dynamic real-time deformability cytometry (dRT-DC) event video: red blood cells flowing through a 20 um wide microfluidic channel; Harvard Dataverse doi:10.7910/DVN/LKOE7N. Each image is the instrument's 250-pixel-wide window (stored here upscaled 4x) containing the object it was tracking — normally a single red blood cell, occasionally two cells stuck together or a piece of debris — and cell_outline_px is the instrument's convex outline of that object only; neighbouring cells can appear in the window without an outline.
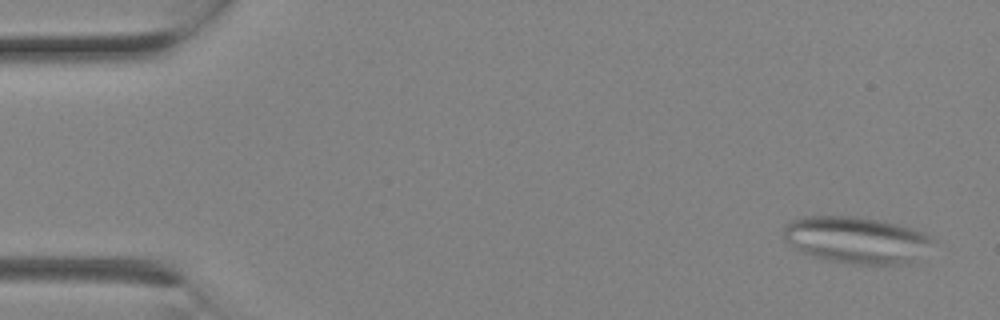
{"species": "Egyptian fruit bat (a non-hibernating species)", "species_latin": "Rousettus aegyptiacus", "temperature_condition": "room temperature", "stored_images_in_passage": 2, "camera_frame_rate_fps": 3000, "um_per_image_px": 0.085, "animal": {"sex": "female"}, "frame": {"image": 1, "passage_image": 1, "time_ms": 0.0, "image_size_px": [1000, 320], "cell_outline_px": [[936, 240], [916, 260], [908, 264], [852, 264], [828, 260], [804, 252], [788, 244], [784, 236], [784, 224], [792, 220], [808, 216], [852, 216], [880, 220], [896, 224], [924, 232], [932, 236]], "centroid_in_image_um": [72.83, 20.39], "position_along_channel_um": 12.2, "area_um2": 40.52}}